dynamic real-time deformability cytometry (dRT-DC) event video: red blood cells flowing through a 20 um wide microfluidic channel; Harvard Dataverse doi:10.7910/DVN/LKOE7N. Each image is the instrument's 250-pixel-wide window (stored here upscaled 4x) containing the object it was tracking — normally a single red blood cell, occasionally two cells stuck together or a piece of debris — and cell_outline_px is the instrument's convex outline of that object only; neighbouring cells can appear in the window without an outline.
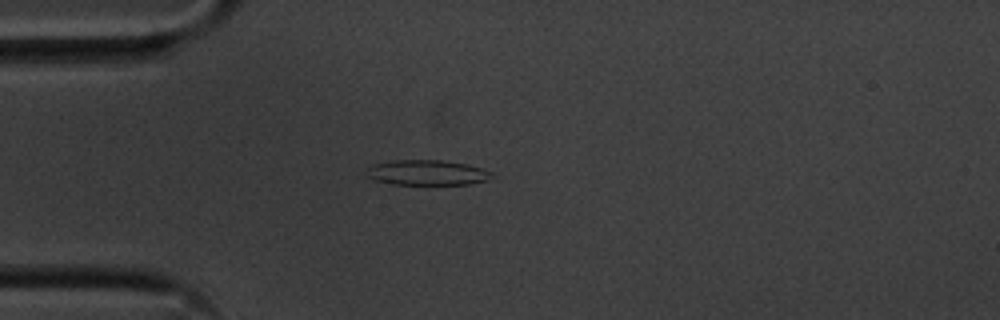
{"species": "common noctule bat (a hibernating species)", "species_latin": "Nyctalus noctula", "temperature_condition": "cold", "stored_images_in_passage": 41, "camera_frame_rate_fps": 3000, "um_per_image_px": 0.085, "animal": {"sex": "male", "body_mass_g": 20.1, "forearm_length_mm": 53.5}, "frame": {"image": 1, "passage_image": 1, "time_ms": 0.0, "image_size_px": [1000, 320], "cell_outline_px": [[492, 172], [488, 180], [468, 184], [392, 184], [376, 180], [364, 176], [364, 168], [372, 164], [392, 160], [440, 160], [468, 164]], "centroid_in_image_um": [36.19, 14.66], "position_along_channel_um": 48.8, "area_um2": 18.5}}
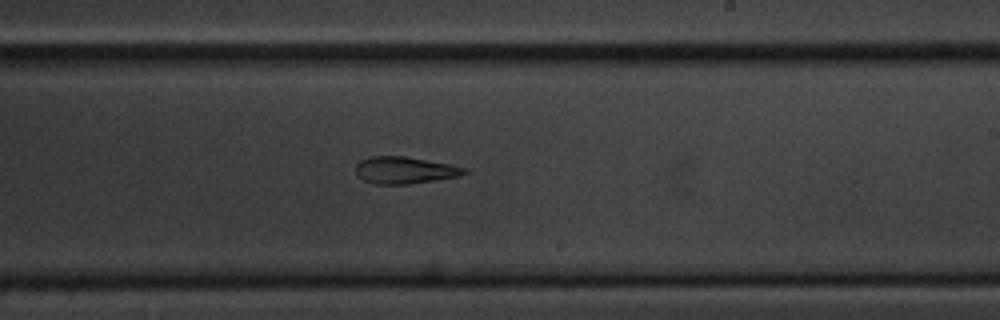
{"frame": {"image": 2, "passage_image": 19, "time_ms": 6.0, "image_size_px": [1000, 320], "cell_outline_px": [[468, 172], [460, 176], [408, 184], [376, 184], [364, 180], [356, 176], [356, 164], [360, 160], [372, 156], [404, 156], [448, 164], [464, 168]], "centroid_in_image_um": [34.35, 14.47], "position_along_channel_um": 254.7, "area_um2": 16.88}}
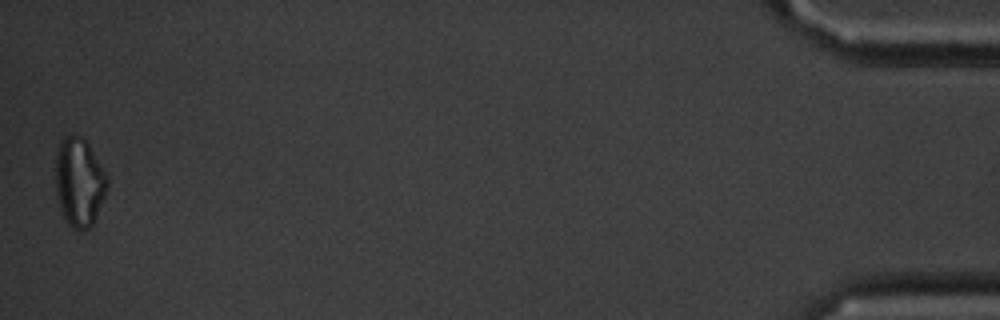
{"frame": {"image": 3, "passage_image": 41, "time_ms": 13.333, "image_size_px": [1000, 320], "cell_outline_px": [[108, 184], [104, 196], [96, 216], [92, 224], [88, 228], [72, 228], [68, 224], [60, 212], [56, 192], [56, 156], [60, 140], [64, 136], [80, 136], [88, 144], [108, 176]], "centroid_in_image_um": [6.72, 15.48], "position_along_channel_um": 428.5, "area_um2": 26.41}, "authors_computed_cell_mechanics": {"area_um2": 18.0914, "velocity_mm_per_s": 3.6267, "shape_relaxation_time_tau1_ms": null, "shape_relaxation_time_tau2_ms": 7.924, "deformation_change_tau1": null, "deformation_change_tau2": 0.1928}}